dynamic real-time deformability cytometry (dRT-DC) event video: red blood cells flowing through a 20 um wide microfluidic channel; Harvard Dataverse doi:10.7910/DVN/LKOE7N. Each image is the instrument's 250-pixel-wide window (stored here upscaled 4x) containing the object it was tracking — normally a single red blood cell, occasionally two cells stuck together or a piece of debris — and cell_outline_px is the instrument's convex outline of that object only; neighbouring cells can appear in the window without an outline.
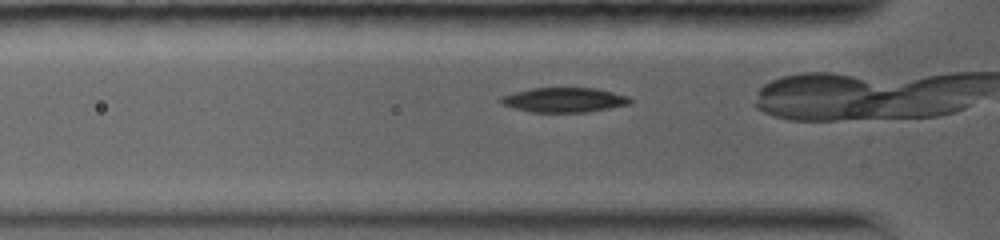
{"species": "common noctule bat (a hibernating species)", "species_latin": "Nyctalus noctula", "temperature_condition": "warm", "stored_images_in_passage": 9, "camera_frame_rate_fps": 5000, "um_per_image_px": 0.085, "animal": {"sex": "female", "body_mass_g": 19.0, "forearm_length_mm": 56.7}, "frame": {"image": 1, "passage_image": 2, "time_ms": 0.6, "image_size_px": [1000, 240], "cell_outline_px": [[632, 100], [628, 104], [588, 112], [532, 112], [516, 108], [504, 104], [500, 100], [500, 96], [532, 88], [596, 88], [628, 96]], "centroid_in_image_um": [47.96, 8.49], "position_along_channel_um": 77.8, "area_um2": 18.26}}
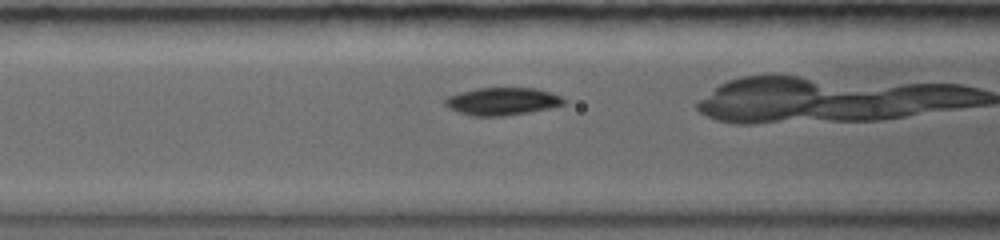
{"frame": {"image": 2, "passage_image": 4, "time_ms": 1.8, "image_size_px": [1000, 240], "cell_outline_px": [[564, 104], [548, 108], [528, 112], [500, 116], [472, 116], [456, 112], [448, 108], [444, 104], [444, 100], [448, 96], [460, 92], [476, 88], [536, 88], [560, 96], [564, 100]], "centroid_in_image_um": [42.61, 8.61], "position_along_channel_um": 124.0, "area_um2": 18.96}}